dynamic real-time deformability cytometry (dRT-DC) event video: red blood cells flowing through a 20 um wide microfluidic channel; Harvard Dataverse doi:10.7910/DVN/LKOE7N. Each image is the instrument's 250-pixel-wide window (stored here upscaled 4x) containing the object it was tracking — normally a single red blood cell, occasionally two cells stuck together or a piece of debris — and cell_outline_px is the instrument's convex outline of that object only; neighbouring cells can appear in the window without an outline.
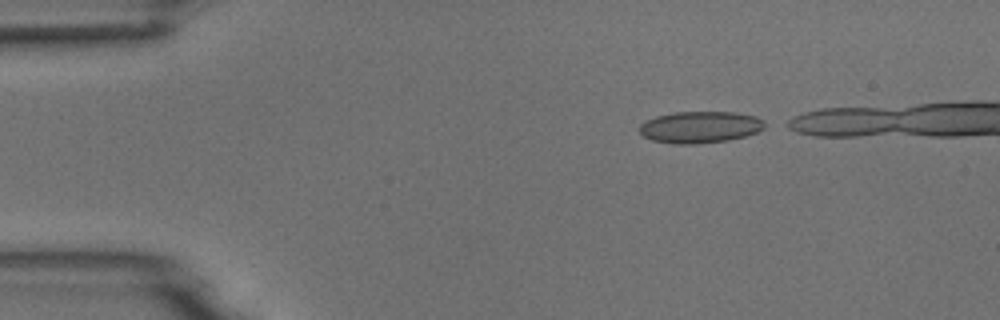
{"species": "common noctule bat (a hibernating species)", "species_latin": "Nyctalus noctula", "temperature_condition": "room temperature", "stored_images_in_passage": 6, "camera_frame_rate_fps": 3000, "um_per_image_px": 0.085, "animal": {"sex": "male", "body_mass_g": 18.8}, "frame": {"image": 1, "passage_image": 1, "time_ms": 0.0, "image_size_px": [1000, 320], "cell_outline_px": [[772, 124], [756, 132], [744, 136], [728, 140], [696, 144], [672, 144], [652, 140], [644, 136], [640, 132], [640, 124], [644, 120], [656, 116], [676, 112], [736, 112], [756, 116]], "centroid_in_image_um": [59.55, 10.8], "position_along_channel_um": 25.5, "area_um2": 23.41}}